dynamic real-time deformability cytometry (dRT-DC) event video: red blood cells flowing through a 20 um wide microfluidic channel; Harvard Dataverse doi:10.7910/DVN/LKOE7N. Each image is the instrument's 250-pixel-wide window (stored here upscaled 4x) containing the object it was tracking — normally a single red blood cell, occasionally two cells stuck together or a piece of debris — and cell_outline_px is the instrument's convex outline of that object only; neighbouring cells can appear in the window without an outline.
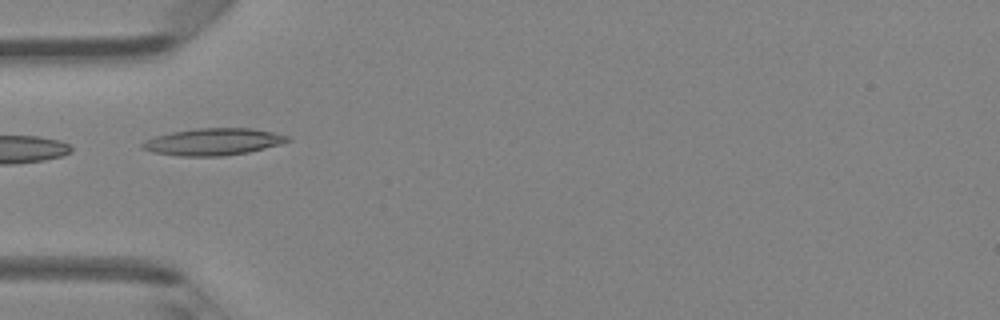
{"species": "Egyptian fruit bat (a non-hibernating species)", "species_latin": "Rousettus aegyptiacus", "temperature_condition": "room temperature", "stored_images_in_passage": 6, "camera_frame_rate_fps": 3000, "um_per_image_px": 0.085, "animal": {"sex": "female"}, "frame": {"image": 1, "passage_image": 5, "time_ms": 1.333, "image_size_px": [1000, 320], "cell_outline_px": [[292, 140], [280, 144], [248, 152], [220, 156], [180, 156], [152, 152], [140, 148], [140, 144], [144, 140], [156, 136], [172, 132], [196, 128], [252, 128], [272, 132], [288, 136]], "centroid_in_image_um": [18.09, 12.05], "position_along_channel_um": 66.9, "area_um2": 22.77}}
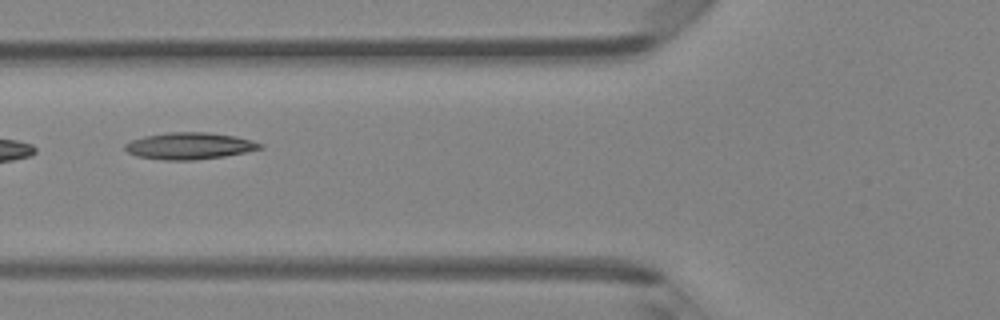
{"frame": {"image": 2, "passage_image": 6, "time_ms": 1.667, "image_size_px": [1000, 320], "cell_outline_px": [[264, 148], [224, 156], [196, 160], [164, 160], [136, 156], [128, 152], [124, 148], [124, 144], [132, 140], [144, 136], [168, 132], [208, 132], [236, 136], [252, 140], [264, 144]], "centroid_in_image_um": [16.12, 12.4], "position_along_channel_um": 109.7, "area_um2": 21.15}}